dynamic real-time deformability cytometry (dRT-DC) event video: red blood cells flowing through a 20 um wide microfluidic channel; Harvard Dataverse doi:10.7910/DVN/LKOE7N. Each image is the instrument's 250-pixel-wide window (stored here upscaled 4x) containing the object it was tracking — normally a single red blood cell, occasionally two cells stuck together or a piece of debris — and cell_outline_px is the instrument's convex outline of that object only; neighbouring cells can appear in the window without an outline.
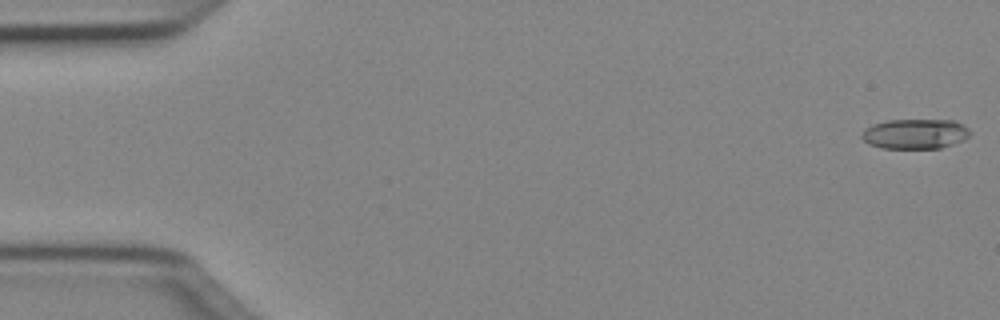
{"species": "Egyptian fruit bat (a non-hibernating species)", "species_latin": "Rousettus aegyptiacus", "temperature_condition": "cold", "stored_images_in_passage": 50, "camera_frame_rate_fps": 3000, "um_per_image_px": 0.085, "animal": {"sex": "female"}, "frame": {"image": 1, "passage_image": 1, "time_ms": 0.0, "image_size_px": [1000, 320], "cell_outline_px": [[972, 132], [964, 140], [940, 148], [880, 148], [868, 144], [860, 136], [864, 128], [872, 124], [888, 120], [956, 120], [968, 128]], "centroid_in_image_um": [77.77, 11.37], "position_along_channel_um": 7.2, "area_um2": 19.07}}
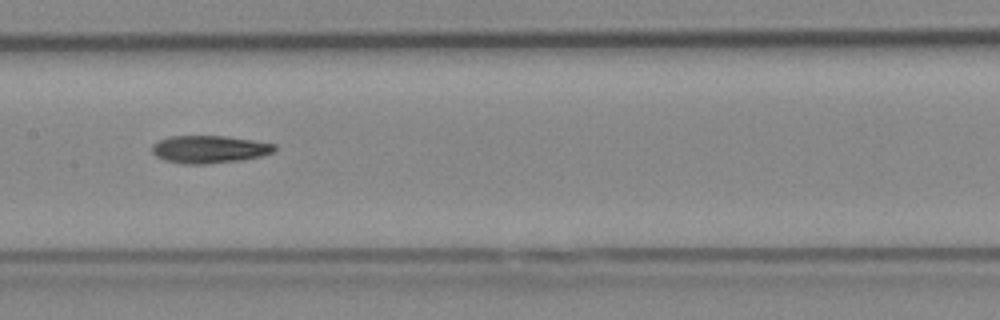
{"frame": {"image": 2, "passage_image": 25, "time_ms": 8.0, "image_size_px": [1000, 320], "cell_outline_px": [[276, 148], [272, 152], [260, 156], [240, 160], [204, 164], [184, 164], [164, 160], [156, 156], [152, 152], [152, 144], [168, 136], [224, 136], [252, 140], [276, 144]], "centroid_in_image_um": [17.76, 12.69], "position_along_channel_um": 189.6, "area_um2": 19.59}}
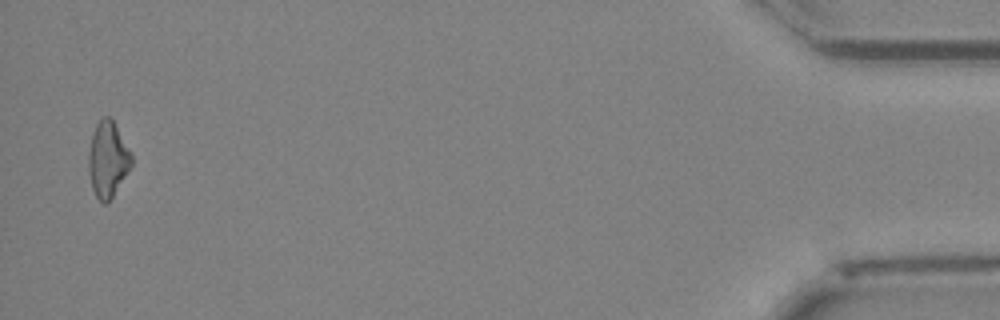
{"frame": {"image": 3, "passage_image": 49, "time_ms": 16.0, "image_size_px": [1000, 320], "cell_outline_px": [[132, 164], [108, 204], [104, 204], [96, 196], [92, 188], [88, 172], [88, 152], [92, 132], [96, 124], [104, 116], [108, 116], [112, 120], [132, 152]], "centroid_in_image_um": [9.15, 13.55], "position_along_channel_um": 426.1, "area_um2": 18.96}, "authors_computed_cell_mechanics": {"area_um2": 19.3341, "velocity_mm_per_s": 4.0533, "shape_relaxation_time_tau1_ms": 9.9564, "shape_relaxation_time_tau2_ms": 10.9995, "deformation_change_tau1": 0.2175, "deformation_change_tau2": 0.2512}}